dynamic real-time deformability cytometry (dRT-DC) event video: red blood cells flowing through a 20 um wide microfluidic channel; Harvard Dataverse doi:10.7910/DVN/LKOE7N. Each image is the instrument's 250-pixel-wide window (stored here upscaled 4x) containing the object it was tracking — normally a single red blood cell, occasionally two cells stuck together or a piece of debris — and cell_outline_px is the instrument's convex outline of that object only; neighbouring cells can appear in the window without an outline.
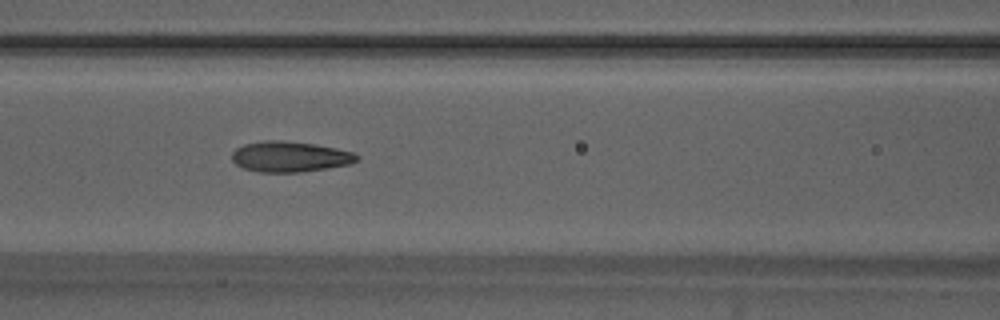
{"species": "Egyptian fruit bat (a non-hibernating species)", "species_latin": "Rousettus aegyptiacus", "temperature_condition": "warm", "stored_images_in_passage": 46, "camera_frame_rate_fps": 3000, "um_per_image_px": 0.085, "animal": {"sex": "male"}, "frame": {"image": 1, "passage_image": 23, "time_ms": 7.333, "image_size_px": [1000, 320], "cell_outline_px": [[360, 160], [348, 164], [300, 172], [256, 172], [244, 168], [236, 164], [232, 160], [232, 152], [236, 148], [244, 144], [264, 140], [284, 140], [316, 144], [336, 148], [352, 152], [360, 156]], "centroid_in_image_um": [24.63, 13.3], "position_along_channel_um": 142.0, "area_um2": 22.31}}
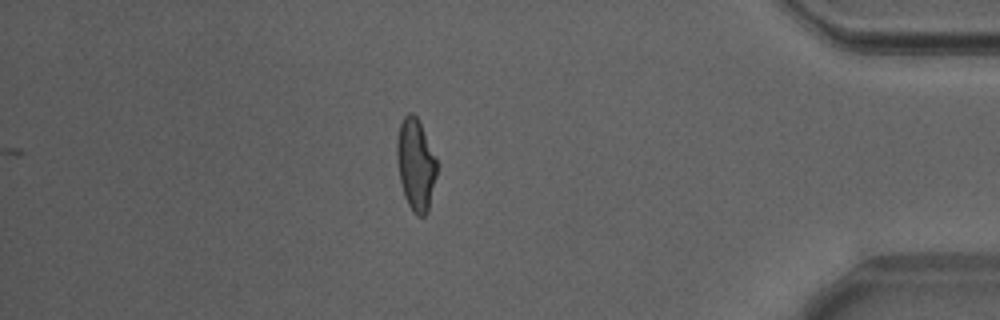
{"frame": {"image": 2, "passage_image": 46, "time_ms": 15.0, "image_size_px": [1000, 320], "cell_outline_px": [[436, 176], [428, 212], [424, 216], [416, 216], [412, 212], [404, 196], [400, 180], [396, 156], [396, 140], [400, 124], [404, 116], [408, 112], [412, 112], [416, 116], [420, 124], [436, 160]], "centroid_in_image_um": [35.31, 14.02], "position_along_channel_um": 399.9, "area_um2": 21.15}, "authors_computed_cell_mechanics": {"area_um2": 21.4438, "velocity_mm_per_s": 3.8841, "shape_relaxation_time_tau1_ms": 5.3852, "shape_relaxation_time_tau2_ms": 1.5931, "deformation_change_tau1": 0.2007, "deformation_change_tau2": 0.109}}